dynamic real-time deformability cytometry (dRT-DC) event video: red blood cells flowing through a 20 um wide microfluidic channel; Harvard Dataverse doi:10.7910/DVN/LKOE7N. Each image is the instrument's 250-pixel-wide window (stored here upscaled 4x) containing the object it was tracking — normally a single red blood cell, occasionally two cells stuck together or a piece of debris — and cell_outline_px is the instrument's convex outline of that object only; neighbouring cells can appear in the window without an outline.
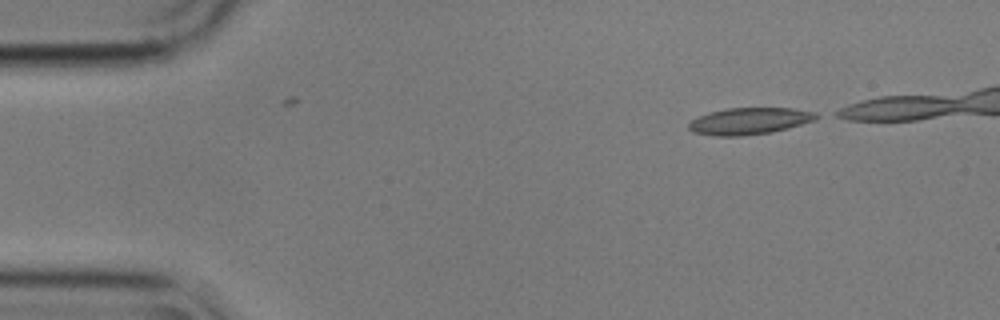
{"species": "common noctule bat (a hibernating species)", "species_latin": "Nyctalus noctula", "temperature_condition": "cold", "stored_images_in_passage": 3, "camera_frame_rate_fps": 3000, "um_per_image_px": 0.085, "animal": {"sex": "male", "body_mass_g": 17.9}, "frame": {"image": 1, "passage_image": 3, "time_ms": 0.667, "image_size_px": [1000, 320], "cell_outline_px": [[824, 116], [816, 120], [788, 128], [772, 132], [740, 136], [716, 136], [692, 132], [688, 128], [688, 124], [692, 120], [700, 116], [712, 112], [728, 108], [792, 108], [816, 112]], "centroid_in_image_um": [63.77, 10.29], "position_along_channel_um": 21.2, "area_um2": 19.94}}